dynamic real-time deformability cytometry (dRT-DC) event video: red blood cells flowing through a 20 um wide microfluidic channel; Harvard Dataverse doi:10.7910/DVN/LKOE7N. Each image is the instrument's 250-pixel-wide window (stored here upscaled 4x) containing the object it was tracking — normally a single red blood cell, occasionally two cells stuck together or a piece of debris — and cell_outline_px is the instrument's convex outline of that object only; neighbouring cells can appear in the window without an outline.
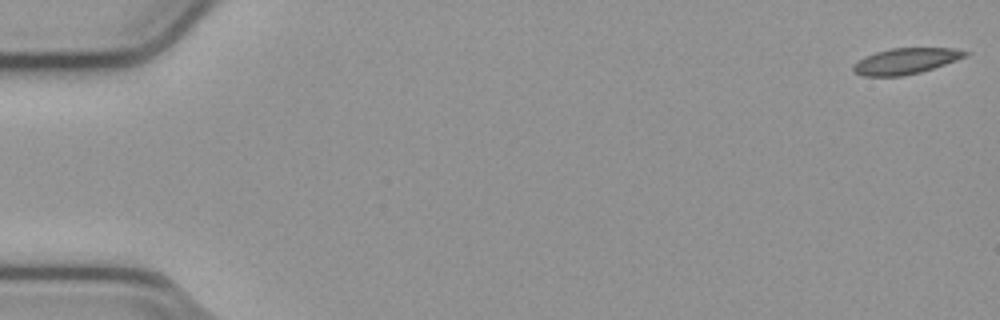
{"species": "common noctule bat (a hibernating species)", "species_latin": "Nyctalus noctula", "temperature_condition": "cold", "stored_images_in_passage": 49, "camera_frame_rate_fps": 3000, "um_per_image_px": 0.085, "animal": {"sex": "male", "body_mass_g": 23.1, "forearm_length_mm": 52.7}, "frame": {"image": 1, "passage_image": 1, "time_ms": 0.0, "image_size_px": [1000, 320], "cell_outline_px": [[972, 52], [956, 60], [920, 72], [900, 76], [864, 76], [852, 72], [852, 68], [860, 60], [876, 52], [892, 48], [952, 48]], "centroid_in_image_um": [76.99, 5.19], "position_along_channel_um": 8.0, "area_um2": 16.53}}
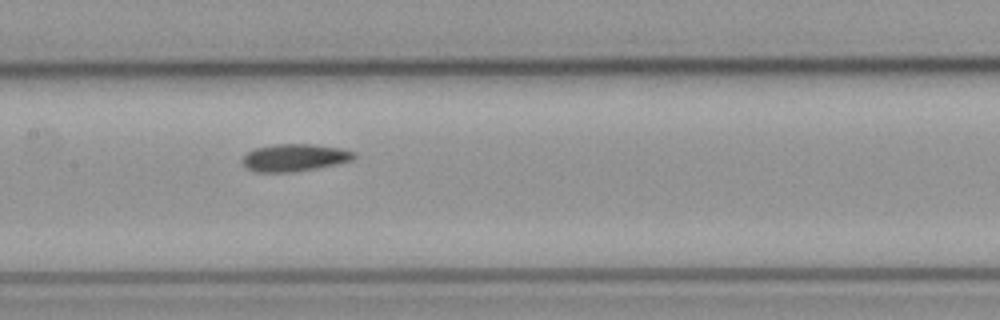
{"frame": {"image": 2, "passage_image": 27, "time_ms": 8.667, "image_size_px": [1000, 320], "cell_outline_px": [[356, 156], [352, 160], [336, 164], [316, 168], [292, 172], [256, 172], [248, 168], [240, 160], [248, 152], [256, 148], [276, 144], [312, 144], [340, 148], [356, 152]], "centroid_in_image_um": [25.05, 13.39], "position_along_channel_um": 182.4, "area_um2": 17.69}}
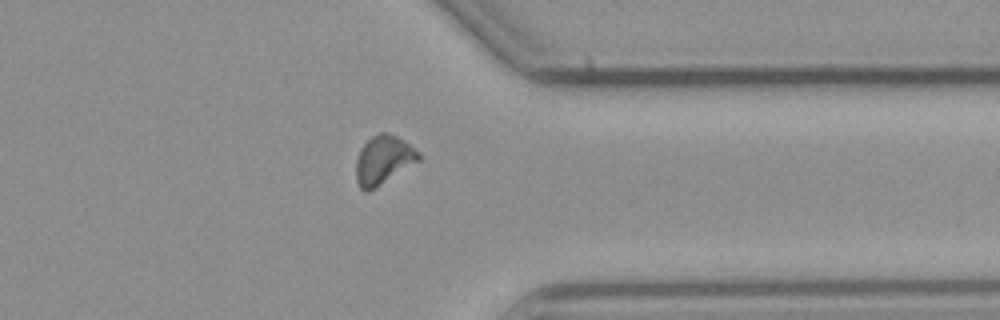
{"frame": {"image": 3, "passage_image": 43, "time_ms": 14.0, "image_size_px": [1000, 320], "cell_outline_px": [[420, 160], [368, 192], [364, 192], [360, 188], [356, 180], [356, 160], [360, 148], [372, 136], [380, 132], [384, 132], [396, 136], [404, 140], [420, 152]], "centroid_in_image_um": [32.57, 13.59], "position_along_channel_um": 378.8, "area_um2": 17.69}, "authors_computed_cell_mechanics": {"area_um2": 17.2822, "velocity_mm_per_s": 3.7964, "shape_relaxation_time_tau1_ms": 6.4106, "shape_relaxation_time_tau2_ms": null, "deformation_change_tau1": 0.1244, "deformation_change_tau2": null}}